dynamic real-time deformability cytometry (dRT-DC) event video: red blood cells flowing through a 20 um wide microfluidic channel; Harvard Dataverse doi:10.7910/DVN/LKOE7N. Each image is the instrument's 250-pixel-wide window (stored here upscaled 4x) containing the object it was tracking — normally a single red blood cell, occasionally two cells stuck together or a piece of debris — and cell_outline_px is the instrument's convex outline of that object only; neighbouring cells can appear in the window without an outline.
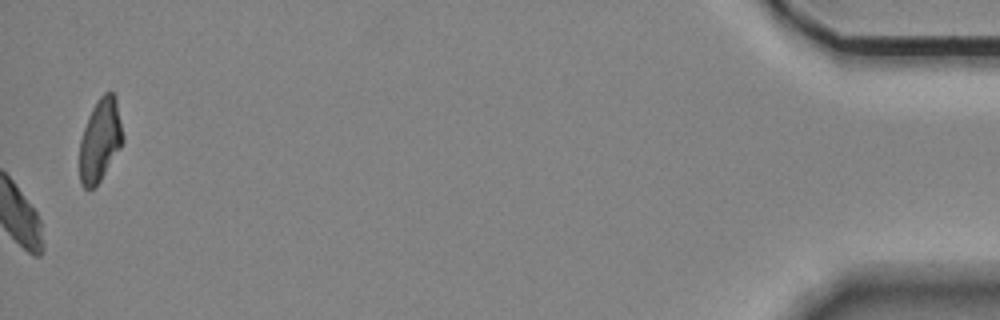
{"species": "Egyptian fruit bat (a non-hibernating species)", "species_latin": "Rousettus aegyptiacus", "temperature_condition": "room temperature", "stored_images_in_passage": 57, "camera_frame_rate_fps": 3000, "um_per_image_px": 0.085, "animal": {"sex": "female"}, "frame": {"image": 1, "passage_image": 57, "time_ms": 18.667, "image_size_px": [1000, 320], "cell_outline_px": [[124, 140], [120, 148], [100, 180], [92, 188], [84, 188], [80, 180], [80, 140], [88, 116], [92, 108], [100, 96], [104, 92], [112, 92], [116, 96], [124, 136]], "centroid_in_image_um": [8.52, 11.87], "position_along_channel_um": 426.7, "area_um2": 20.69}, "authors_computed_cell_mechanics": {"area_um2": 19.5364, "velocity_mm_per_s": 3.4813, "shape_relaxation_time_tau1_ms": 8.9, "shape_relaxation_time_tau2_ms": null, "deformation_change_tau1": 0.156, "deformation_change_tau2": null}}